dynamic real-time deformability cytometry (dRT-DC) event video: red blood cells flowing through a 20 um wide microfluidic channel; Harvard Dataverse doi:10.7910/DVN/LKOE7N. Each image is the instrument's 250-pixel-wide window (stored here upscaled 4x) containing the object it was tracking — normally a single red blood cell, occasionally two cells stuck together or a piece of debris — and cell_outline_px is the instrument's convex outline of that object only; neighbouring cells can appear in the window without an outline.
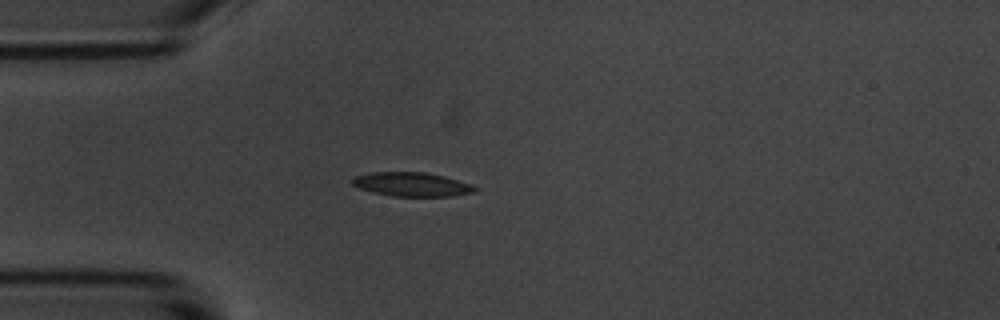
{"species": "common noctule bat (a hibernating species)", "species_latin": "Nyctalus noctula", "temperature_condition": "room temperature", "stored_images_in_passage": 42, "camera_frame_rate_fps": 3000, "um_per_image_px": 0.085, "animal": {"sex": "male", "body_mass_g": 20.1, "forearm_length_mm": 53.5}, "frame": {"image": 1, "passage_image": 1, "time_ms": 0.0, "image_size_px": [1000, 320], "cell_outline_px": [[480, 188], [476, 192], [452, 196], [392, 196], [372, 192], [360, 188], [352, 184], [352, 180], [356, 176], [372, 172], [424, 172], [456, 180]], "centroid_in_image_um": [35.0, 15.68], "position_along_channel_um": 50.0, "area_um2": 16.88}}
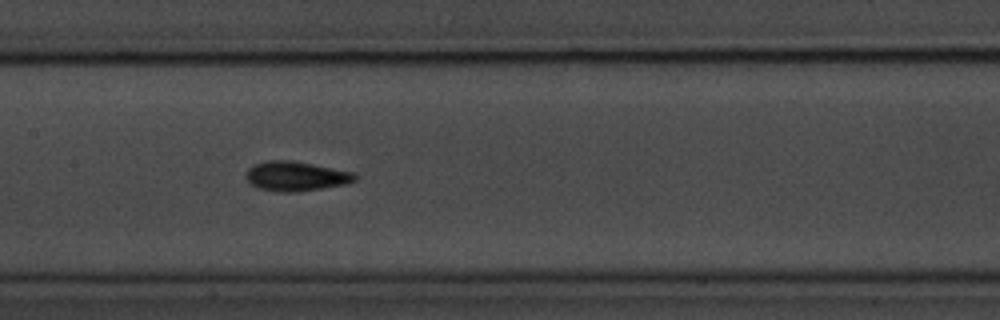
{"frame": {"image": 2, "passage_image": 13, "time_ms": 4.0, "image_size_px": [1000, 320], "cell_outline_px": [[356, 180], [348, 184], [296, 192], [276, 192], [256, 188], [248, 184], [244, 176], [244, 172], [252, 164], [264, 160], [292, 160], [352, 172], [356, 176]], "centroid_in_image_um": [25.04, 14.98], "position_along_channel_um": 182.4, "area_um2": 19.19}}
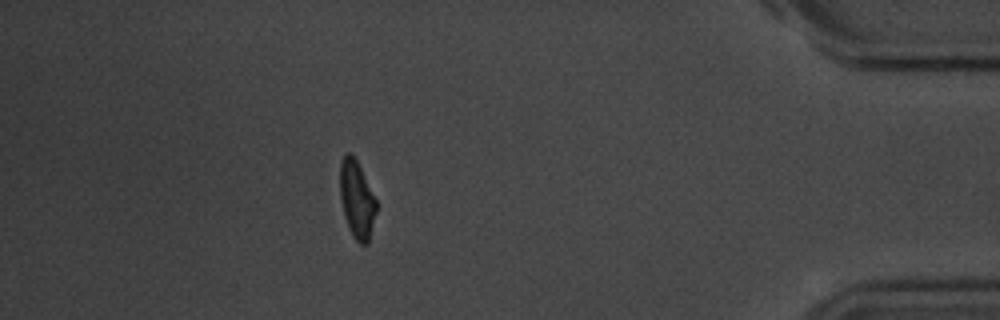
{"frame": {"image": 3, "passage_image": 36, "time_ms": 11.667, "image_size_px": [1000, 320], "cell_outline_px": [[376, 212], [368, 244], [360, 244], [352, 236], [344, 216], [340, 200], [340, 164], [344, 156], [348, 152], [356, 160], [376, 200]], "centroid_in_image_um": [30.31, 17.0], "position_along_channel_um": 404.9, "area_um2": 16.13}, "authors_computed_cell_mechanics": {"area_um2": 17.1666, "velocity_mm_per_s": 3.5409, "shape_relaxation_time_tau1_ms": 2.4356, "shape_relaxation_time_tau2_ms": 1.9102, "deformation_change_tau1": 0.1137, "deformation_change_tau2": 0.0531}}